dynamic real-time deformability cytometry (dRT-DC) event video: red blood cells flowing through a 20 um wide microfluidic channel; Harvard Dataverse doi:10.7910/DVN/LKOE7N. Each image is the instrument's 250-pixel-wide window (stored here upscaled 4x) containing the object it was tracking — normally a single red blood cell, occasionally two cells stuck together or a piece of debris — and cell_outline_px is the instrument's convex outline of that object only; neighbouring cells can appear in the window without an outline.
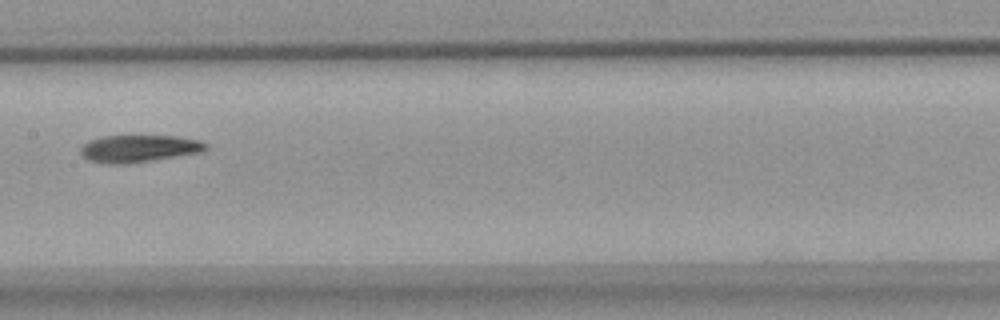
{"species": "common noctule bat (a hibernating species)", "species_latin": "Nyctalus noctula", "temperature_condition": "warm", "stored_images_in_passage": 13, "camera_frame_rate_fps": 3000, "um_per_image_px": 0.085, "animal": {"sex": "female", "body_mass_g": 18.4}, "frame": {"image": 1, "passage_image": 6, "time_ms": 9.0, "image_size_px": [1000, 320], "cell_outline_px": [[208, 148], [200, 152], [128, 164], [104, 164], [88, 160], [80, 152], [80, 148], [88, 140], [104, 136], [180, 136], [200, 140], [208, 144]], "centroid_in_image_um": [11.8, 12.62], "position_along_channel_um": 195.6, "area_um2": 19.94}}
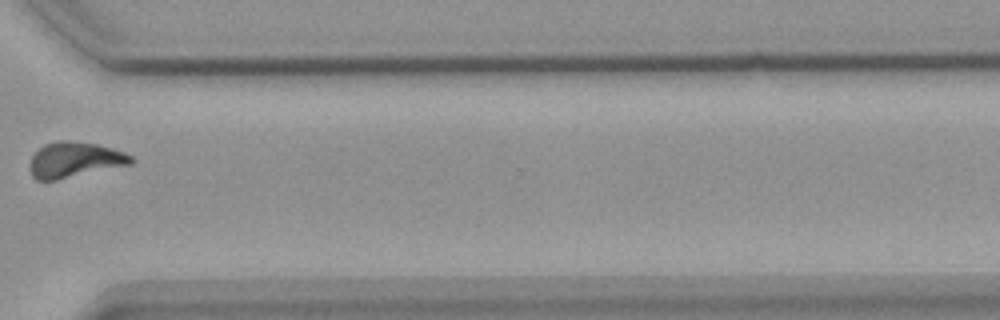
{"frame": {"image": 2, "passage_image": 10, "time_ms": 13.667, "image_size_px": [1000, 320], "cell_outline_px": [[136, 160], [132, 164], [56, 180], [36, 180], [32, 176], [32, 156], [44, 144], [60, 140], [68, 140], [100, 144], [124, 152], [132, 156]], "centroid_in_image_um": [6.41, 13.57], "position_along_channel_um": 364.2, "area_um2": 20.81}}
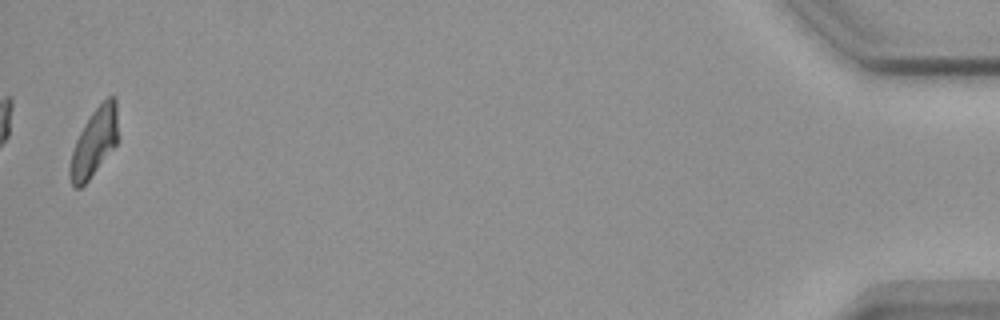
{"frame": {"image": 3, "passage_image": 13, "time_ms": 18.0, "image_size_px": [1000, 320], "cell_outline_px": [[116, 144], [88, 180], [80, 188], [76, 188], [72, 184], [68, 176], [68, 168], [72, 152], [76, 140], [84, 124], [92, 112], [108, 96], [116, 96]], "centroid_in_image_um": [7.96, 12.12], "position_along_channel_um": 427.2, "area_um2": 18.55}}